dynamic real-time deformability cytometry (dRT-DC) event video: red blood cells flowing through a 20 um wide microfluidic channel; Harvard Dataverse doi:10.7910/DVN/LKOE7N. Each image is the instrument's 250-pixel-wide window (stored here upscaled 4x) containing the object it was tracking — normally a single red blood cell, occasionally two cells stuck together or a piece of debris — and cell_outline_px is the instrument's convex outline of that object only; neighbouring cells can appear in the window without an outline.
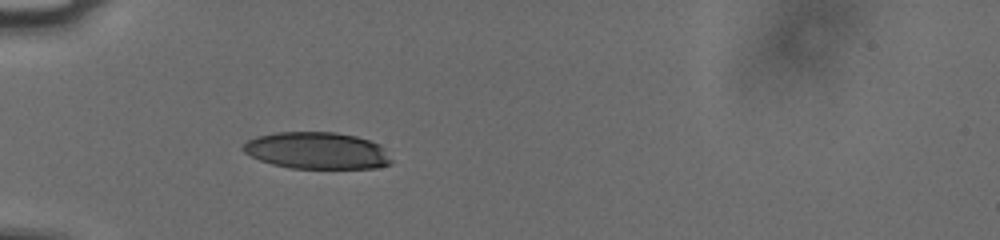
{"species": "human", "species_latin": "Homo sapiens", "temperature_condition": "cold", "stored_images_in_passage": 43, "camera_frame_rate_fps": 3000, "um_per_image_px": 0.085, "donor": {"sex": "male"}, "frame": {"image": 1, "passage_image": 6, "time_ms": 1.667, "image_size_px": [1000, 240], "cell_outline_px": [[392, 164], [376, 168], [288, 168], [272, 164], [260, 160], [244, 152], [240, 148], [248, 140], [256, 136], [276, 132], [336, 132], [356, 136], [380, 144], [384, 148], [392, 160]], "centroid_in_image_um": [26.95, 12.8], "position_along_channel_um": 58.1, "area_um2": 31.96}}
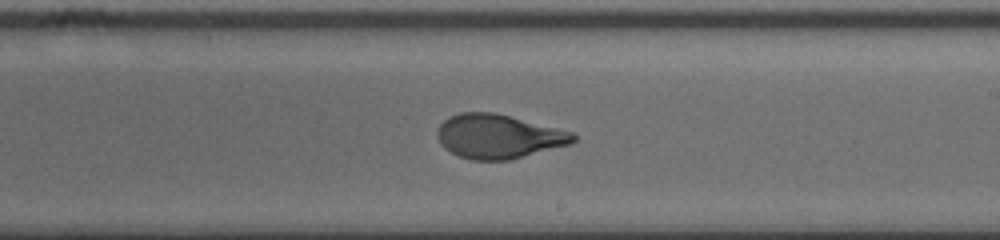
{"frame": {"image": 2, "passage_image": 22, "time_ms": 7.0, "image_size_px": [1000, 240], "cell_outline_px": [[576, 140], [568, 144], [508, 160], [472, 160], [460, 156], [444, 148], [440, 144], [436, 136], [436, 132], [440, 124], [444, 120], [460, 112], [492, 112], [572, 132], [576, 136]], "centroid_in_image_um": [42.3, 11.59], "position_along_channel_um": 246.7, "area_um2": 34.33}}
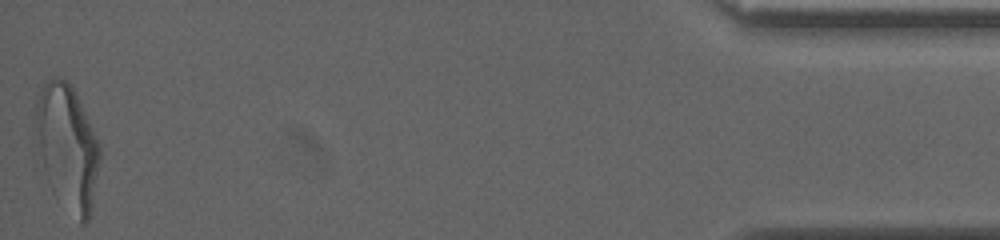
{"frame": {"image": 3, "passage_image": 43, "time_ms": 14.0, "image_size_px": [1000, 240], "cell_outline_px": [[100, 160], [92, 204], [88, 220], [84, 224], [80, 224], [48, 180], [44, 168], [36, 132], [36, 100], [44, 84], [48, 80], [56, 76], [68, 80], [72, 84], [100, 144]], "centroid_in_image_um": [5.76, 12.41], "position_along_channel_um": 429.4, "area_um2": 45.55}, "authors_computed_cell_mechanics": {"area_um2": 35.258, "velocity_mm_per_s": 3.7765, "shape_relaxation_time_tau1_ms": 4.6135, "shape_relaxation_time_tau2_ms": null, "deformation_change_tau1": 0.1984, "deformation_change_tau2": null}}